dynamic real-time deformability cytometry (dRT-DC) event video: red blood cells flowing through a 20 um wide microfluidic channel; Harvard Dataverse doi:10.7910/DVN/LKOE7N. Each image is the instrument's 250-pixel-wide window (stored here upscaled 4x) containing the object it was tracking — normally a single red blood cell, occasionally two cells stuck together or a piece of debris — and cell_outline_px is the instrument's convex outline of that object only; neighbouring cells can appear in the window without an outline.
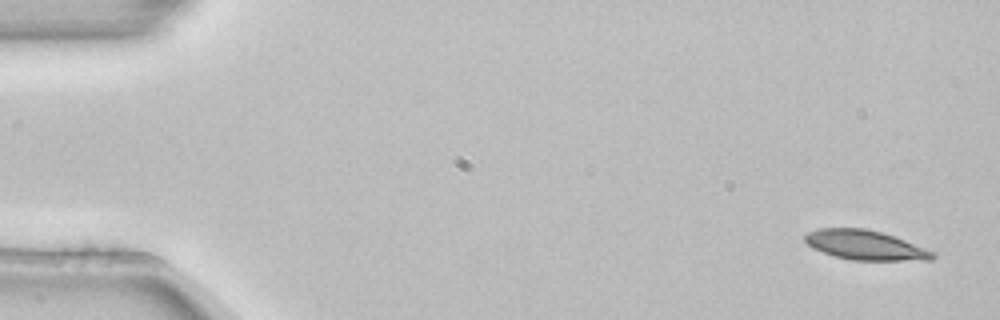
{"species": "common noctule bat (a hibernating species)", "species_latin": "Nyctalus noctula", "temperature_condition": "room temperature", "stored_images_in_passage": 6, "camera_frame_rate_fps": 3000, "um_per_image_px": 0.085, "animal": {"sex": "female", "body_mass_g": 22.7, "forearm_length_mm": 54.2}, "frame": {"image": 1, "passage_image": 1, "time_ms": 0.0, "image_size_px": [1000, 320], "cell_outline_px": [[936, 256], [932, 260], [852, 260], [836, 256], [812, 248], [804, 240], [804, 236], [808, 232], [820, 228], [864, 228], [880, 232], [904, 240], [936, 252]], "centroid_in_image_um": [73.55, 20.84], "position_along_channel_um": 11.4, "area_um2": 21.79}}
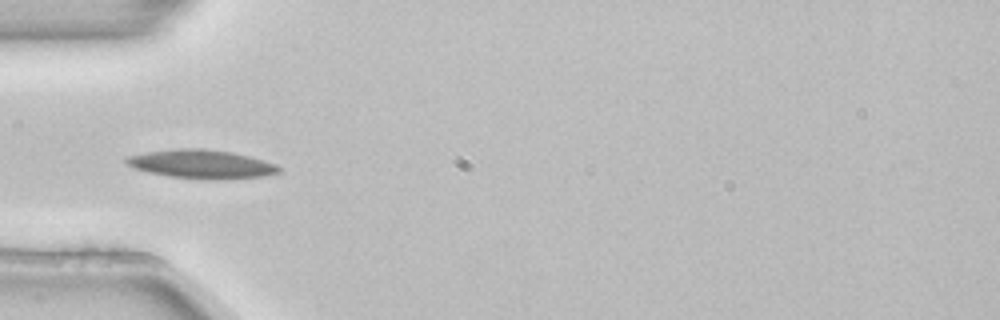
{"frame": {"image": 2, "passage_image": 4, "time_ms": 1.0, "image_size_px": [1000, 320], "cell_outline_px": [[284, 168], [280, 172], [264, 176], [224, 180], [212, 180], [168, 176], [148, 172], [132, 168], [124, 160], [128, 156], [148, 152], [176, 148], [204, 148], [232, 152], [264, 160], [276, 164]], "centroid_in_image_um": [17.17, 13.96], "position_along_channel_um": 67.8, "area_um2": 25.78}}